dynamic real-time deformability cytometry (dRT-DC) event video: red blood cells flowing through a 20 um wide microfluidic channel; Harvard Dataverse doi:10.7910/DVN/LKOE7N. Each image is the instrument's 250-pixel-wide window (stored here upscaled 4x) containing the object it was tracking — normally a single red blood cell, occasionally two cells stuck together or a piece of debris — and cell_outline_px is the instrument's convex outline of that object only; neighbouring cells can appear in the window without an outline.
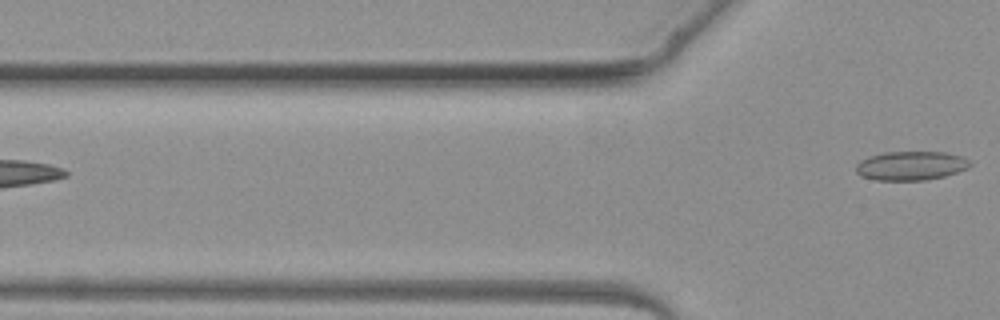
{"species": "common noctule bat (a hibernating species)", "species_latin": "Nyctalus noctula", "temperature_condition": "warm", "stored_images_in_passage": 5, "camera_frame_rate_fps": 3000, "um_per_image_px": 0.085, "animal": {"sex": "female", "body_mass_g": 19.3, "forearm_length_mm": 54.1}, "frame": {"image": 1, "passage_image": 5, "time_ms": 4.667, "image_size_px": [1000, 320], "cell_outline_px": [[972, 164], [968, 168], [944, 176], [924, 180], [876, 180], [860, 176], [856, 172], [856, 164], [860, 160], [868, 156], [884, 152], [944, 152], [960, 156], [968, 160]], "centroid_in_image_um": [77.38, 14.08], "position_along_channel_um": 48.4, "area_um2": 19.25}}